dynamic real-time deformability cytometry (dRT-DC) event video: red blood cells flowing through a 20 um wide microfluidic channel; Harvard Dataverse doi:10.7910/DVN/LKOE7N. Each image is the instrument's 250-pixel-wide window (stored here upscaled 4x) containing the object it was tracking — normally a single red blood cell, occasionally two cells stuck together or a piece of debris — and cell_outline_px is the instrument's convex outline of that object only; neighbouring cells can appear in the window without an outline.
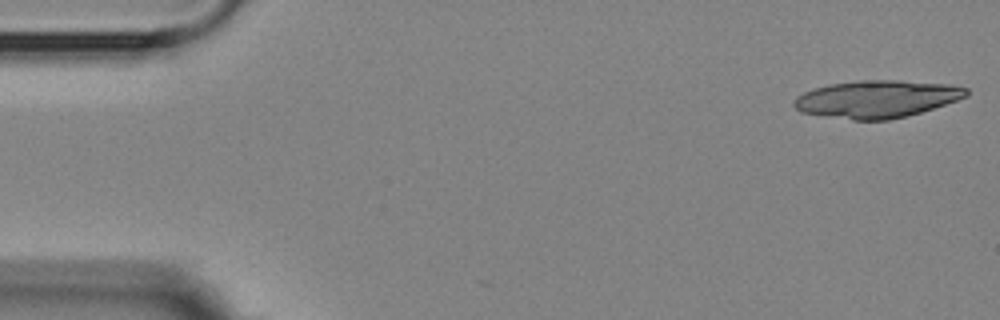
{"species": "Egyptian fruit bat (a non-hibernating species)", "species_latin": "Rousettus aegyptiacus", "temperature_condition": "room temperature", "stored_images_in_passage": 6, "camera_frame_rate_fps": 3000, "um_per_image_px": 0.085, "animal": {"sex": "female"}, "frame": {"image": 1, "passage_image": 1, "time_ms": 0.0, "image_size_px": [1000, 320], "cell_outline_px": [[968, 96], [908, 116], [888, 120], [852, 120], [800, 112], [792, 104], [796, 96], [812, 88], [828, 84], [856, 80], [900, 80], [952, 84], [968, 88]], "centroid_in_image_um": [74.51, 8.4], "position_along_channel_um": 10.5, "area_um2": 37.8}}